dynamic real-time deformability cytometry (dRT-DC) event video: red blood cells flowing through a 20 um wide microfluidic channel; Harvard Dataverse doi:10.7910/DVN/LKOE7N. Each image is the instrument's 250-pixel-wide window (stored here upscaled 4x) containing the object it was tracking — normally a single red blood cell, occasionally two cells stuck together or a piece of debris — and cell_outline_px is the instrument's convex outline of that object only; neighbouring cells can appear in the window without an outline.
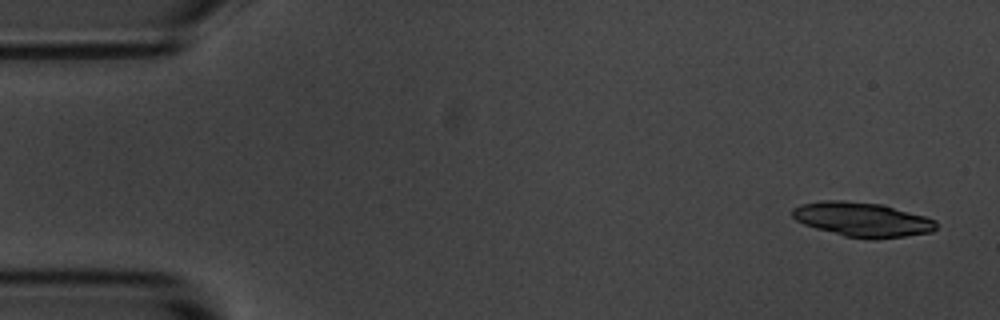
{"species": "common noctule bat (a hibernating species)", "species_latin": "Nyctalus noctula", "temperature_condition": "room temperature", "stored_images_in_passage": 4, "camera_frame_rate_fps": 3000, "um_per_image_px": 0.085, "animal": {"sex": "male", "body_mass_g": 20.1, "forearm_length_mm": 53.5}, "frame": {"image": 1, "passage_image": 1, "time_ms": 0.0, "image_size_px": [1000, 320], "cell_outline_px": [[936, 228], [932, 232], [904, 236], [872, 240], [844, 236], [816, 228], [804, 224], [796, 220], [792, 216], [792, 208], [800, 204], [824, 200], [844, 200], [884, 204], [924, 216], [936, 220]], "centroid_in_image_um": [73.29, 18.65], "position_along_channel_um": 11.7, "area_um2": 29.02}}